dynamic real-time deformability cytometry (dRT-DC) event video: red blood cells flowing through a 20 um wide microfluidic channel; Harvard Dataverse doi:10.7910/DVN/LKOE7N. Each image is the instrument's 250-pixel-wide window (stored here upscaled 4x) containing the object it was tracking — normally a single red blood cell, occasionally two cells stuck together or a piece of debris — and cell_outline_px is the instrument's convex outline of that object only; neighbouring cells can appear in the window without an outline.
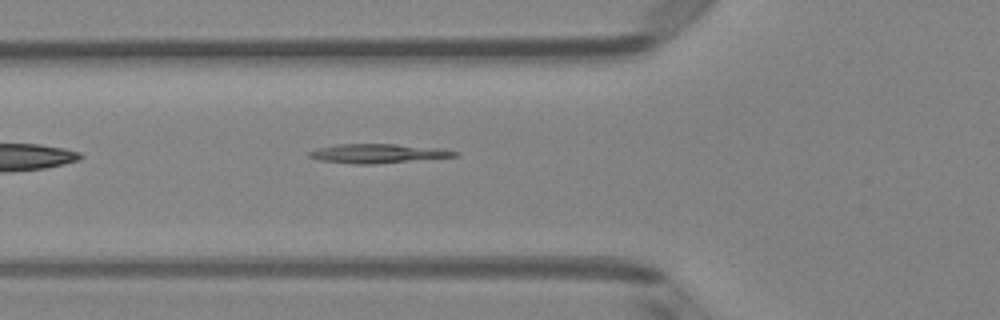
{"species": "Egyptian fruit bat (a non-hibernating species)", "species_latin": "Rousettus aegyptiacus", "temperature_condition": "room temperature", "stored_images_in_passage": 5, "camera_frame_rate_fps": 3000, "um_per_image_px": 0.085, "animal": {"sex": "female"}, "frame": {"image": 1, "passage_image": 5, "time_ms": 1.333, "image_size_px": [1000, 320], "cell_outline_px": [[460, 156], [372, 164], [352, 164], [320, 160], [308, 156], [308, 152], [316, 148], [336, 144], [396, 144], [440, 148], [460, 152]], "centroid_in_image_um": [32.12, 13.04], "position_along_channel_um": 93.7, "area_um2": 16.3}}